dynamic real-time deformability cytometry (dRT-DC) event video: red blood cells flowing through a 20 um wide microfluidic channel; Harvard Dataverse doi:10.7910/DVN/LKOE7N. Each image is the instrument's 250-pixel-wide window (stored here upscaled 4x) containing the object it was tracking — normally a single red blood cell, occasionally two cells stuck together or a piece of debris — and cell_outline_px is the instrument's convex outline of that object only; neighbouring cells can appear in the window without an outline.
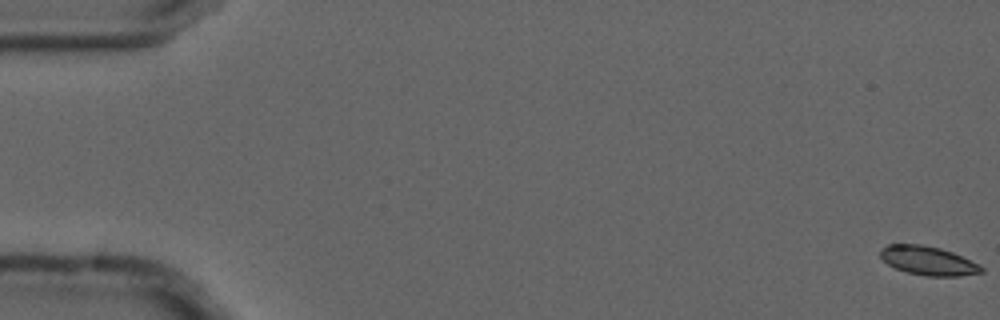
{"species": "common noctule bat (a hibernating species)", "species_latin": "Nyctalus noctula", "temperature_condition": "cold", "stored_images_in_passage": 8, "camera_frame_rate_fps": 3000, "um_per_image_px": 0.085, "animal": {"sex": "male", "forearm_length_mm": 52.5}, "frame": {"image": 1, "passage_image": 1, "time_ms": 0.0, "image_size_px": [1000, 320], "cell_outline_px": [[984, 272], [960, 276], [928, 276], [908, 272], [896, 268], [888, 264], [880, 256], [880, 248], [888, 244], [920, 244], [940, 248], [952, 252], [980, 264], [984, 268]], "centroid_in_image_um": [78.91, 22.15], "position_along_channel_um": 6.1, "area_um2": 16.99}}
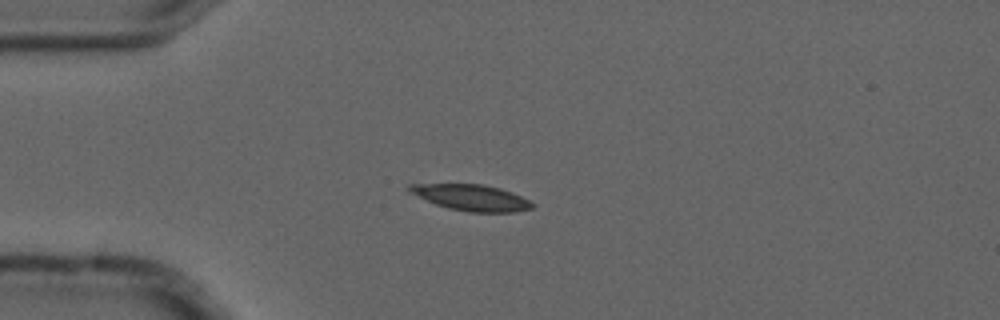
{"frame": {"image": 2, "passage_image": 4, "time_ms": 1.0, "image_size_px": [1000, 320], "cell_outline_px": [[536, 204], [532, 208], [516, 212], [468, 212], [448, 208], [436, 204], [408, 192], [404, 188], [408, 184], [484, 184], [500, 188], [512, 192]], "centroid_in_image_um": [40.05, 16.79], "position_along_channel_um": 45.0, "area_um2": 18.79}}
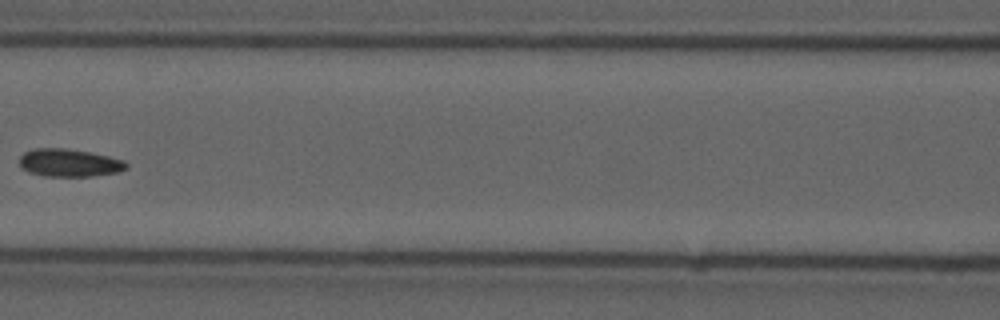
{"frame": {"image": 3, "passage_image": 7, "time_ms": 2.0, "image_size_px": [1000, 320], "cell_outline_px": [[128, 168], [116, 172], [88, 176], [44, 176], [28, 172], [20, 164], [20, 156], [24, 152], [32, 148], [64, 148], [88, 152], [108, 156], [124, 160], [128, 164]], "centroid_in_image_um": [5.87, 13.83], "position_along_channel_um": 160.7, "area_um2": 17.17}}